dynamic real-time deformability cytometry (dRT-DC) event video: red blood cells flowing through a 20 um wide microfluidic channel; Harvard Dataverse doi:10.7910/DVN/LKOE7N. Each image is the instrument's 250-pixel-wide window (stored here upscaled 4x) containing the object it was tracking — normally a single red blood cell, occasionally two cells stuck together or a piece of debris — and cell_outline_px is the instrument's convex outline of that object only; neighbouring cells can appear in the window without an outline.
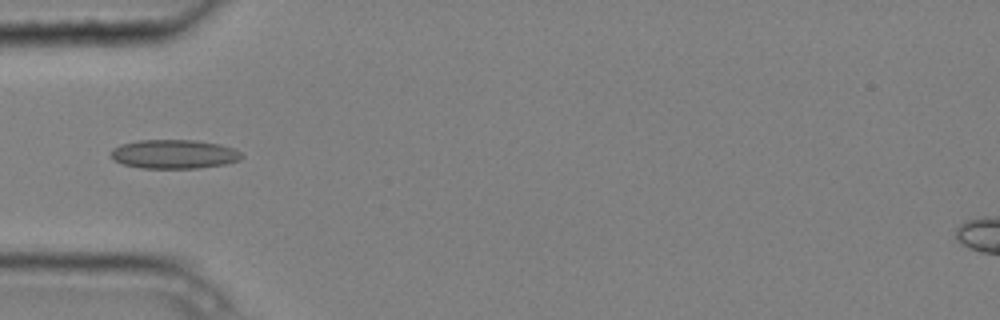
{"species": "common noctule bat (a hibernating species)", "species_latin": "Nyctalus noctula", "temperature_condition": "cold", "stored_images_in_passage": 6, "camera_frame_rate_fps": 3000, "um_per_image_px": 0.085, "animal": {"sex": "male", "body_mass_g": 20.4}, "frame": {"image": 1, "passage_image": 5, "time_ms": 1.333, "image_size_px": [1000, 320], "cell_outline_px": [[244, 156], [240, 160], [224, 164], [200, 168], [140, 168], [124, 164], [112, 160], [112, 148], [120, 144], [136, 140], [196, 140], [220, 144], [236, 148]], "centroid_in_image_um": [14.81, 13.09], "position_along_channel_um": 70.2, "area_um2": 22.31}}
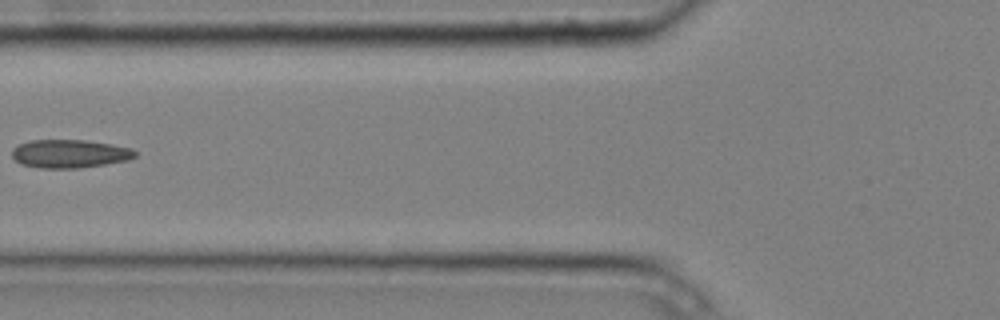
{"frame": {"image": 2, "passage_image": 6, "time_ms": 1.667, "image_size_px": [1000, 320], "cell_outline_px": [[136, 156], [128, 160], [80, 168], [40, 168], [20, 164], [12, 156], [12, 148], [20, 144], [32, 140], [84, 140], [112, 144], [132, 148], [136, 152]], "centroid_in_image_um": [5.92, 13.07], "position_along_channel_um": 119.9, "area_um2": 20.29}}